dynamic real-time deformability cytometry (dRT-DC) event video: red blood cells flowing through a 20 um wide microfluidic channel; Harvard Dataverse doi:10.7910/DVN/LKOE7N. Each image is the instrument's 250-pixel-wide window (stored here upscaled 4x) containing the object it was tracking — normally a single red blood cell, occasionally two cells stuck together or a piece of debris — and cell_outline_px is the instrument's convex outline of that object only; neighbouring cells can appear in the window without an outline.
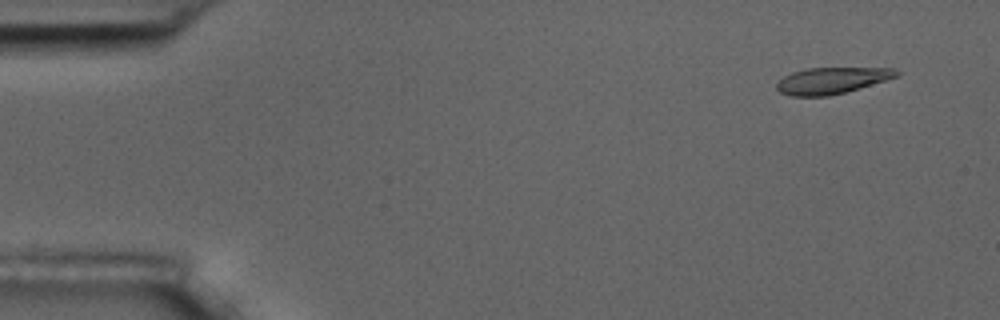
{"species": "common noctule bat (a hibernating species)", "species_latin": "Nyctalus noctula", "temperature_condition": "room temperature", "stored_images_in_passage": 3, "camera_frame_rate_fps": 3000, "um_per_image_px": 0.085, "animal": {"sex": "male", "body_mass_g": 17.5, "forearm_length_mm": 52.3}, "frame": {"image": 1, "passage_image": 1, "time_ms": 0.0, "image_size_px": [1000, 320], "cell_outline_px": [[900, 72], [896, 76], [860, 88], [828, 96], [792, 96], [780, 92], [776, 88], [776, 84], [784, 76], [792, 72], [808, 68], [892, 68]], "centroid_in_image_um": [70.65, 6.84], "position_along_channel_um": 14.3, "area_um2": 18.15}}